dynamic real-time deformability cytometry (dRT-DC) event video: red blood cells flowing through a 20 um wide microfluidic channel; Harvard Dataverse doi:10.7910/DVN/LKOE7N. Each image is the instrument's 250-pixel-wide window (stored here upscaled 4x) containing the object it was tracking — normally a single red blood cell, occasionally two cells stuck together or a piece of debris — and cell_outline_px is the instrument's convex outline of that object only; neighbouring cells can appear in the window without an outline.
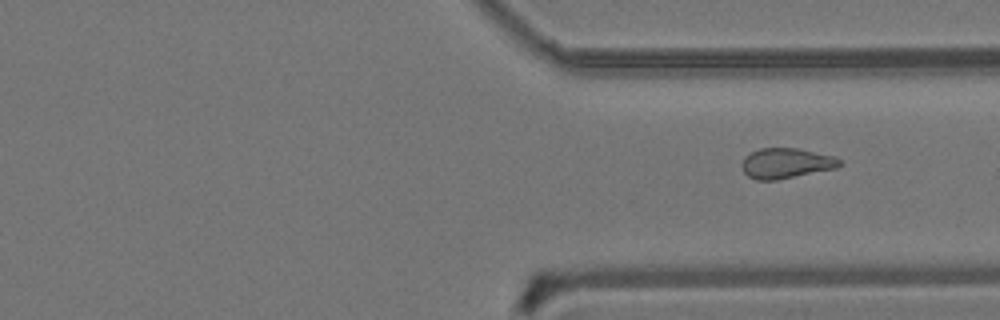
{"species": "common noctule bat (a hibernating species)", "species_latin": "Nyctalus noctula", "temperature_condition": "room temperature", "stored_images_in_passage": 24, "camera_frame_rate_fps": 3000, "um_per_image_px": 0.085, "animal": {"sex": "male", "body_mass_g": 19.2, "forearm_length_mm": 51.8}, "frame": {"image": 1, "passage_image": 24, "time_ms": 29.667, "image_size_px": [1000, 320], "cell_outline_px": [[844, 164], [836, 168], [776, 180], [756, 180], [748, 176], [744, 172], [740, 164], [744, 156], [760, 148], [800, 148], [836, 156]], "centroid_in_image_um": [66.83, 13.86], "position_along_channel_um": 344.6, "area_um2": 17.46}}